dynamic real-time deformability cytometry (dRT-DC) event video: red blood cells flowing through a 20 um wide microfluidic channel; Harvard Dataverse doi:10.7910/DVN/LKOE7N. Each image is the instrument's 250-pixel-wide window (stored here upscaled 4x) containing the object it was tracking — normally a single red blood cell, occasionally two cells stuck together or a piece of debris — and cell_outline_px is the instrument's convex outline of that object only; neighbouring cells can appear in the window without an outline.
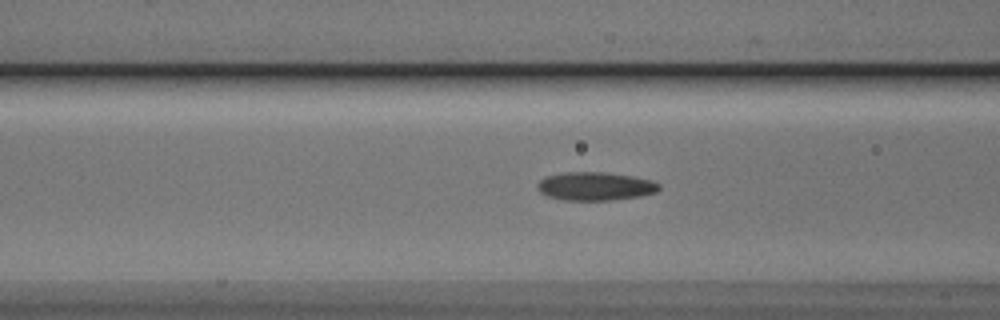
{"species": "Egyptian fruit bat (a non-hibernating species)", "species_latin": "Rousettus aegyptiacus", "temperature_condition": "cold", "stored_images_in_passage": 40, "camera_frame_rate_fps": 3000, "um_per_image_px": 0.085, "animal": {"sex": "male"}, "frame": {"image": 1, "passage_image": 7, "time_ms": 2.0, "image_size_px": [1000, 320], "cell_outline_px": [[660, 188], [656, 192], [640, 196], [612, 200], [564, 200], [548, 196], [540, 192], [536, 188], [536, 184], [544, 176], [560, 172], [604, 172], [632, 176], [652, 180], [660, 184]], "centroid_in_image_um": [50.56, 15.82], "position_along_channel_um": 116.0, "area_um2": 20.29}}
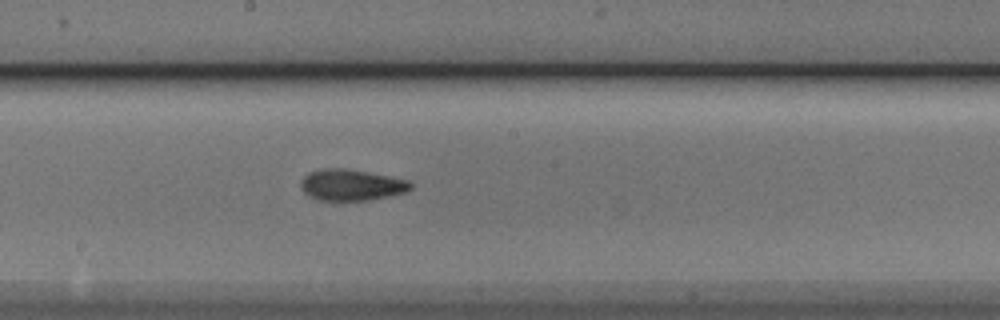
{"frame": {"image": 2, "passage_image": 15, "time_ms": 4.667, "image_size_px": [1000, 320], "cell_outline_px": [[412, 188], [408, 192], [368, 200], [316, 200], [308, 196], [304, 192], [300, 184], [300, 180], [308, 172], [320, 168], [344, 168], [368, 172], [408, 180], [412, 184]], "centroid_in_image_um": [29.84, 15.71], "position_along_channel_um": 218.4, "area_um2": 20.11}}
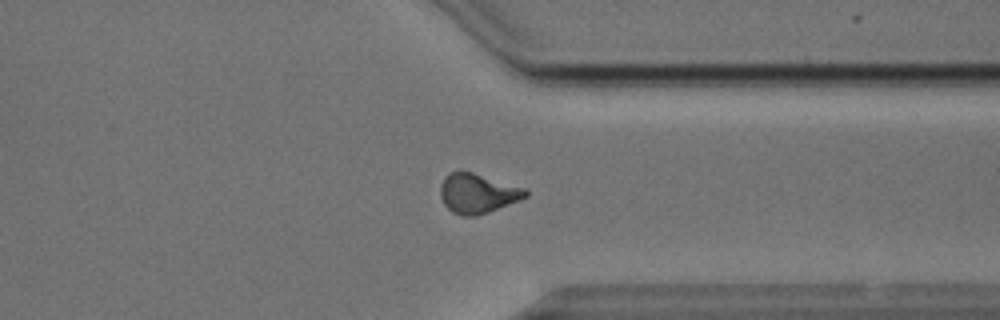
{"frame": {"image": 3, "passage_image": 27, "time_ms": 8.667, "image_size_px": [1000, 320], "cell_outline_px": [[528, 196], [520, 200], [488, 212], [476, 216], [460, 216], [452, 212], [444, 204], [440, 196], [440, 184], [444, 176], [452, 172], [472, 172], [524, 188], [528, 192]], "centroid_in_image_um": [40.57, 16.45], "position_along_channel_um": 370.8, "area_um2": 19.54}, "authors_computed_cell_mechanics": {"area_um2": 19.2185, "velocity_mm_per_s": 3.8389, "shape_relaxation_time_tau1_ms": 7.9152, "shape_relaxation_time_tau2_ms": 2.5349, "deformation_change_tau1": 0.1803, "deformation_change_tau2": 0.0988}}